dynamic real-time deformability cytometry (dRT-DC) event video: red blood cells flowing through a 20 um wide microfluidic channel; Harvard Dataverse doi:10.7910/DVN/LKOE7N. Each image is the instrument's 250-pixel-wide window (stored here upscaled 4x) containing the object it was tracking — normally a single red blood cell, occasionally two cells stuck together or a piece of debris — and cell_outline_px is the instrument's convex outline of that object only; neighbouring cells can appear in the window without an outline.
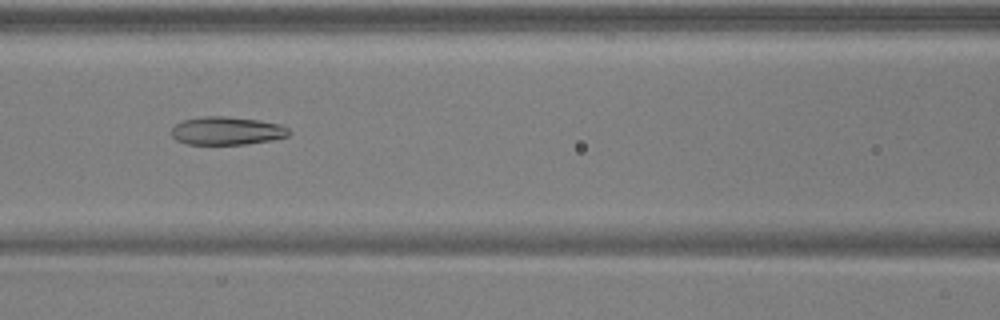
{"species": "common noctule bat (a hibernating species)", "species_latin": "Nyctalus noctula", "temperature_condition": "warm", "stored_images_in_passage": 50, "camera_frame_rate_fps": 3000, "um_per_image_px": 0.085, "animal": {"sex": "male", "body_mass_g": 17.9, "forearm_length_mm": 54.2}, "frame": {"image": 1, "passage_image": 22, "time_ms": 7.0, "image_size_px": [1000, 320], "cell_outline_px": [[292, 132], [288, 136], [272, 140], [244, 144], [188, 144], [176, 140], [172, 136], [172, 128], [176, 124], [184, 120], [204, 116], [224, 116], [260, 120], [280, 124], [288, 128]], "centroid_in_image_um": [19.31, 11.11], "position_along_channel_um": 147.3, "area_um2": 19.25}}
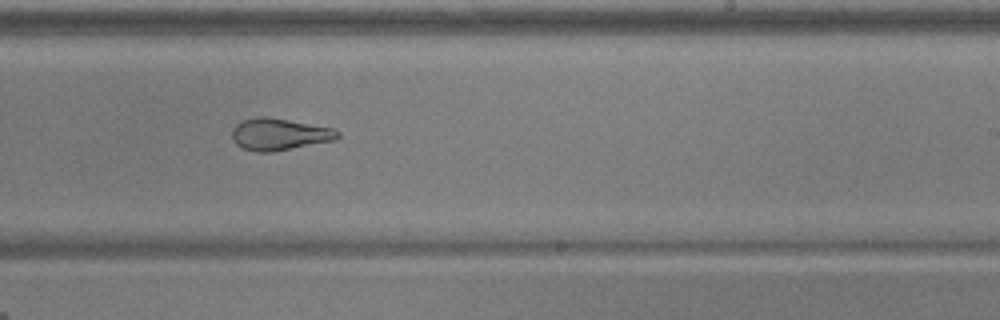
{"frame": {"image": 2, "passage_image": 31, "time_ms": 10.0, "image_size_px": [1000, 320], "cell_outline_px": [[340, 136], [336, 140], [272, 152], [256, 152], [244, 148], [236, 144], [232, 140], [232, 128], [236, 124], [244, 120], [260, 116], [268, 116], [332, 128], [340, 132]], "centroid_in_image_um": [23.74, 11.41], "position_along_channel_um": 265.3, "area_um2": 19.65}}
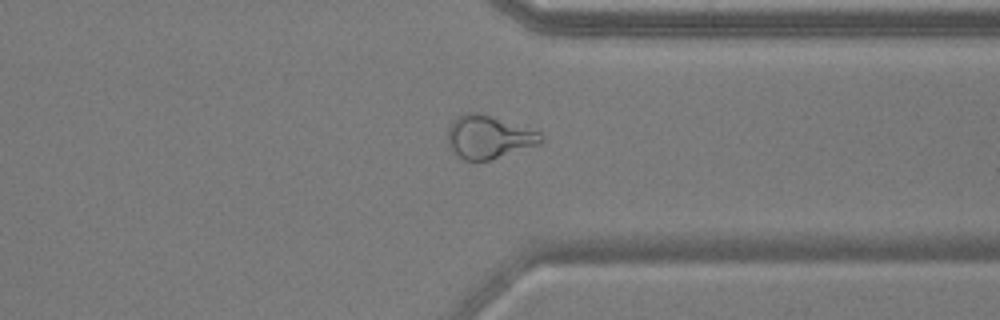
{"frame": {"image": 3, "passage_image": 39, "time_ms": 12.667, "image_size_px": [1000, 320], "cell_outline_px": [[544, 140], [540, 144], [488, 160], [464, 160], [448, 144], [448, 128], [456, 116], [464, 112], [480, 112], [540, 132], [544, 136]], "centroid_in_image_um": [41.54, 11.62], "position_along_channel_um": 369.9, "area_um2": 23.18}, "authors_computed_cell_mechanics": {"area_um2": 22.9755, "velocity_mm_per_s": 3.9372, "shape_relaxation_time_tau1_ms": null, "shape_relaxation_time_tau2_ms": 2.6303, "deformation_change_tau1": null, "deformation_change_tau2": 0.097}}